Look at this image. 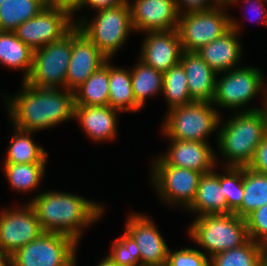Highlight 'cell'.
I'll use <instances>...</instances> for the list:
<instances>
[{"label":"cell","instance_id":"e0dca14e","mask_svg":"<svg viewBox=\"0 0 267 266\" xmlns=\"http://www.w3.org/2000/svg\"><path fill=\"white\" fill-rule=\"evenodd\" d=\"M145 35L138 60L162 73L180 63L183 50L177 29L149 31Z\"/></svg>","mask_w":267,"mask_h":266},{"label":"cell","instance_id":"60d3db41","mask_svg":"<svg viewBox=\"0 0 267 266\" xmlns=\"http://www.w3.org/2000/svg\"><path fill=\"white\" fill-rule=\"evenodd\" d=\"M127 0H86L84 6L95 11L112 8L125 3Z\"/></svg>","mask_w":267,"mask_h":266},{"label":"cell","instance_id":"b9f144b4","mask_svg":"<svg viewBox=\"0 0 267 266\" xmlns=\"http://www.w3.org/2000/svg\"><path fill=\"white\" fill-rule=\"evenodd\" d=\"M267 80H263V87H262V106L259 107V111L262 114V117L264 119V121L266 122V126H267ZM265 87V88H264Z\"/></svg>","mask_w":267,"mask_h":266},{"label":"cell","instance_id":"74e56055","mask_svg":"<svg viewBox=\"0 0 267 266\" xmlns=\"http://www.w3.org/2000/svg\"><path fill=\"white\" fill-rule=\"evenodd\" d=\"M248 168L267 175V135L256 148Z\"/></svg>","mask_w":267,"mask_h":266},{"label":"cell","instance_id":"5bb4252c","mask_svg":"<svg viewBox=\"0 0 267 266\" xmlns=\"http://www.w3.org/2000/svg\"><path fill=\"white\" fill-rule=\"evenodd\" d=\"M126 220L124 231L138 246L141 266H166L169 247L155 222L142 213H133Z\"/></svg>","mask_w":267,"mask_h":266},{"label":"cell","instance_id":"52a82bcc","mask_svg":"<svg viewBox=\"0 0 267 266\" xmlns=\"http://www.w3.org/2000/svg\"><path fill=\"white\" fill-rule=\"evenodd\" d=\"M72 51V28L60 39L33 51L32 68L25 83L42 88H65Z\"/></svg>","mask_w":267,"mask_h":266},{"label":"cell","instance_id":"1f68e13d","mask_svg":"<svg viewBox=\"0 0 267 266\" xmlns=\"http://www.w3.org/2000/svg\"><path fill=\"white\" fill-rule=\"evenodd\" d=\"M163 96L168 111L192 103L187 85V75L181 63L163 73Z\"/></svg>","mask_w":267,"mask_h":266},{"label":"cell","instance_id":"83f0119b","mask_svg":"<svg viewBox=\"0 0 267 266\" xmlns=\"http://www.w3.org/2000/svg\"><path fill=\"white\" fill-rule=\"evenodd\" d=\"M244 195L242 205L234 212L242 218L267 204V175L243 167Z\"/></svg>","mask_w":267,"mask_h":266},{"label":"cell","instance_id":"9a60e30c","mask_svg":"<svg viewBox=\"0 0 267 266\" xmlns=\"http://www.w3.org/2000/svg\"><path fill=\"white\" fill-rule=\"evenodd\" d=\"M109 59L75 24L72 27V51L65 88L75 91Z\"/></svg>","mask_w":267,"mask_h":266},{"label":"cell","instance_id":"4dcf8cb0","mask_svg":"<svg viewBox=\"0 0 267 266\" xmlns=\"http://www.w3.org/2000/svg\"><path fill=\"white\" fill-rule=\"evenodd\" d=\"M45 167L46 163L4 164L3 170L12 189L28 193L40 185Z\"/></svg>","mask_w":267,"mask_h":266},{"label":"cell","instance_id":"2e32d148","mask_svg":"<svg viewBox=\"0 0 267 266\" xmlns=\"http://www.w3.org/2000/svg\"><path fill=\"white\" fill-rule=\"evenodd\" d=\"M133 31H167L178 27L180 12L176 0H127Z\"/></svg>","mask_w":267,"mask_h":266},{"label":"cell","instance_id":"3957f363","mask_svg":"<svg viewBox=\"0 0 267 266\" xmlns=\"http://www.w3.org/2000/svg\"><path fill=\"white\" fill-rule=\"evenodd\" d=\"M219 122L218 149L225 166L246 167L252 161L256 148L267 135V126L258 107L236 112L226 122ZM222 126V127H221Z\"/></svg>","mask_w":267,"mask_h":266},{"label":"cell","instance_id":"8fae6325","mask_svg":"<svg viewBox=\"0 0 267 266\" xmlns=\"http://www.w3.org/2000/svg\"><path fill=\"white\" fill-rule=\"evenodd\" d=\"M153 161L150 182L156 188L159 199L171 206L178 204L187 208L195 198L203 173L166 165L159 156Z\"/></svg>","mask_w":267,"mask_h":266},{"label":"cell","instance_id":"484cf974","mask_svg":"<svg viewBox=\"0 0 267 266\" xmlns=\"http://www.w3.org/2000/svg\"><path fill=\"white\" fill-rule=\"evenodd\" d=\"M266 264L267 248L252 239L210 258V266H265Z\"/></svg>","mask_w":267,"mask_h":266},{"label":"cell","instance_id":"9c48e42d","mask_svg":"<svg viewBox=\"0 0 267 266\" xmlns=\"http://www.w3.org/2000/svg\"><path fill=\"white\" fill-rule=\"evenodd\" d=\"M78 244L65 234L44 232L11 255L12 266H76Z\"/></svg>","mask_w":267,"mask_h":266},{"label":"cell","instance_id":"4fadbf2b","mask_svg":"<svg viewBox=\"0 0 267 266\" xmlns=\"http://www.w3.org/2000/svg\"><path fill=\"white\" fill-rule=\"evenodd\" d=\"M17 208L6 207L0 213V251L10 256L44 233L29 202Z\"/></svg>","mask_w":267,"mask_h":266},{"label":"cell","instance_id":"ac0fdd59","mask_svg":"<svg viewBox=\"0 0 267 266\" xmlns=\"http://www.w3.org/2000/svg\"><path fill=\"white\" fill-rule=\"evenodd\" d=\"M241 26L235 17H231V28L225 34L196 51L218 75L240 67L243 51L239 39Z\"/></svg>","mask_w":267,"mask_h":266},{"label":"cell","instance_id":"f6af8a7d","mask_svg":"<svg viewBox=\"0 0 267 266\" xmlns=\"http://www.w3.org/2000/svg\"><path fill=\"white\" fill-rule=\"evenodd\" d=\"M221 1L227 3L229 0H221Z\"/></svg>","mask_w":267,"mask_h":266},{"label":"cell","instance_id":"f35d334b","mask_svg":"<svg viewBox=\"0 0 267 266\" xmlns=\"http://www.w3.org/2000/svg\"><path fill=\"white\" fill-rule=\"evenodd\" d=\"M242 1L252 6V9L255 12L256 17H257L256 19L258 21L260 20L261 22H264L265 25L267 24V8L265 7V5L267 6V2L265 0H254V1L253 0H229L227 2V5L230 6L234 4L236 5L237 3L240 4L239 2H242ZM249 5L247 7H250Z\"/></svg>","mask_w":267,"mask_h":266},{"label":"cell","instance_id":"6da1fadb","mask_svg":"<svg viewBox=\"0 0 267 266\" xmlns=\"http://www.w3.org/2000/svg\"><path fill=\"white\" fill-rule=\"evenodd\" d=\"M22 83V89L5 96L8 117L13 127L30 132L53 128L74 119V92L66 88H42Z\"/></svg>","mask_w":267,"mask_h":266},{"label":"cell","instance_id":"603a6c76","mask_svg":"<svg viewBox=\"0 0 267 266\" xmlns=\"http://www.w3.org/2000/svg\"><path fill=\"white\" fill-rule=\"evenodd\" d=\"M109 60L108 105L123 112H137L142 107L136 102L132 89L131 70L111 65Z\"/></svg>","mask_w":267,"mask_h":266},{"label":"cell","instance_id":"277c9868","mask_svg":"<svg viewBox=\"0 0 267 266\" xmlns=\"http://www.w3.org/2000/svg\"><path fill=\"white\" fill-rule=\"evenodd\" d=\"M194 219L187 235L206 250L203 253L209 258L250 240L245 218L235 213L204 215Z\"/></svg>","mask_w":267,"mask_h":266},{"label":"cell","instance_id":"7402d4cb","mask_svg":"<svg viewBox=\"0 0 267 266\" xmlns=\"http://www.w3.org/2000/svg\"><path fill=\"white\" fill-rule=\"evenodd\" d=\"M212 170L202 175L193 202L186 208L197 217L204 215L229 214L227 200L220 185V174Z\"/></svg>","mask_w":267,"mask_h":266},{"label":"cell","instance_id":"ffe728a7","mask_svg":"<svg viewBox=\"0 0 267 266\" xmlns=\"http://www.w3.org/2000/svg\"><path fill=\"white\" fill-rule=\"evenodd\" d=\"M119 110L111 106L75 105L74 120L76 119L87 137L95 143L115 140L117 133Z\"/></svg>","mask_w":267,"mask_h":266},{"label":"cell","instance_id":"7c38bea8","mask_svg":"<svg viewBox=\"0 0 267 266\" xmlns=\"http://www.w3.org/2000/svg\"><path fill=\"white\" fill-rule=\"evenodd\" d=\"M74 20L67 11L48 4L35 17L19 25L14 32L34 51L60 39L75 25Z\"/></svg>","mask_w":267,"mask_h":266},{"label":"cell","instance_id":"4316f807","mask_svg":"<svg viewBox=\"0 0 267 266\" xmlns=\"http://www.w3.org/2000/svg\"><path fill=\"white\" fill-rule=\"evenodd\" d=\"M14 135L9 142L6 158L3 164L47 163L48 153L36 145L31 135L35 132L23 131L12 127Z\"/></svg>","mask_w":267,"mask_h":266},{"label":"cell","instance_id":"30bf717a","mask_svg":"<svg viewBox=\"0 0 267 266\" xmlns=\"http://www.w3.org/2000/svg\"><path fill=\"white\" fill-rule=\"evenodd\" d=\"M216 79L214 106L236 110L245 108L253 98L262 94L264 74L252 66L239 67L222 72Z\"/></svg>","mask_w":267,"mask_h":266},{"label":"cell","instance_id":"ee69618b","mask_svg":"<svg viewBox=\"0 0 267 266\" xmlns=\"http://www.w3.org/2000/svg\"><path fill=\"white\" fill-rule=\"evenodd\" d=\"M97 266H118L108 255Z\"/></svg>","mask_w":267,"mask_h":266},{"label":"cell","instance_id":"d4e9b609","mask_svg":"<svg viewBox=\"0 0 267 266\" xmlns=\"http://www.w3.org/2000/svg\"><path fill=\"white\" fill-rule=\"evenodd\" d=\"M75 105L107 106L109 100V60L74 91Z\"/></svg>","mask_w":267,"mask_h":266},{"label":"cell","instance_id":"ab89813d","mask_svg":"<svg viewBox=\"0 0 267 266\" xmlns=\"http://www.w3.org/2000/svg\"><path fill=\"white\" fill-rule=\"evenodd\" d=\"M48 4L67 11L72 17L76 11L83 9L86 0H47Z\"/></svg>","mask_w":267,"mask_h":266},{"label":"cell","instance_id":"d6a6232c","mask_svg":"<svg viewBox=\"0 0 267 266\" xmlns=\"http://www.w3.org/2000/svg\"><path fill=\"white\" fill-rule=\"evenodd\" d=\"M220 174V185L227 200V208L234 213L241 205L244 195L243 167L225 166Z\"/></svg>","mask_w":267,"mask_h":266},{"label":"cell","instance_id":"7a4b0ae2","mask_svg":"<svg viewBox=\"0 0 267 266\" xmlns=\"http://www.w3.org/2000/svg\"><path fill=\"white\" fill-rule=\"evenodd\" d=\"M28 202L35 209L44 232L65 234L78 243L83 229L93 225L104 213L102 204L61 191L47 190Z\"/></svg>","mask_w":267,"mask_h":266},{"label":"cell","instance_id":"7bdbcfd3","mask_svg":"<svg viewBox=\"0 0 267 266\" xmlns=\"http://www.w3.org/2000/svg\"><path fill=\"white\" fill-rule=\"evenodd\" d=\"M0 266H12L11 256L0 251Z\"/></svg>","mask_w":267,"mask_h":266},{"label":"cell","instance_id":"836d02e7","mask_svg":"<svg viewBox=\"0 0 267 266\" xmlns=\"http://www.w3.org/2000/svg\"><path fill=\"white\" fill-rule=\"evenodd\" d=\"M114 240L108 256L118 266H141V256L134 239L125 231Z\"/></svg>","mask_w":267,"mask_h":266},{"label":"cell","instance_id":"f546056e","mask_svg":"<svg viewBox=\"0 0 267 266\" xmlns=\"http://www.w3.org/2000/svg\"><path fill=\"white\" fill-rule=\"evenodd\" d=\"M130 70L135 100L143 108L146 98L162 93L163 73L147 66L141 60Z\"/></svg>","mask_w":267,"mask_h":266},{"label":"cell","instance_id":"5b68a950","mask_svg":"<svg viewBox=\"0 0 267 266\" xmlns=\"http://www.w3.org/2000/svg\"><path fill=\"white\" fill-rule=\"evenodd\" d=\"M96 12L92 21L83 16L81 19L77 18L74 23L111 60L113 55L126 44L127 37L133 32L131 9L126 1L119 6Z\"/></svg>","mask_w":267,"mask_h":266},{"label":"cell","instance_id":"d590c367","mask_svg":"<svg viewBox=\"0 0 267 266\" xmlns=\"http://www.w3.org/2000/svg\"><path fill=\"white\" fill-rule=\"evenodd\" d=\"M245 220L250 239L267 248V204L254 210Z\"/></svg>","mask_w":267,"mask_h":266},{"label":"cell","instance_id":"8992f818","mask_svg":"<svg viewBox=\"0 0 267 266\" xmlns=\"http://www.w3.org/2000/svg\"><path fill=\"white\" fill-rule=\"evenodd\" d=\"M166 112L161 131L172 140L208 142L206 137L218 129L222 118L212 102L193 101Z\"/></svg>","mask_w":267,"mask_h":266},{"label":"cell","instance_id":"ba28073f","mask_svg":"<svg viewBox=\"0 0 267 266\" xmlns=\"http://www.w3.org/2000/svg\"><path fill=\"white\" fill-rule=\"evenodd\" d=\"M225 6L228 7L223 2L208 10L180 14L177 31L183 51L196 52L231 28V16Z\"/></svg>","mask_w":267,"mask_h":266},{"label":"cell","instance_id":"e575fe53","mask_svg":"<svg viewBox=\"0 0 267 266\" xmlns=\"http://www.w3.org/2000/svg\"><path fill=\"white\" fill-rule=\"evenodd\" d=\"M166 266H210V258L197 248H169Z\"/></svg>","mask_w":267,"mask_h":266},{"label":"cell","instance_id":"8d00e7d4","mask_svg":"<svg viewBox=\"0 0 267 266\" xmlns=\"http://www.w3.org/2000/svg\"><path fill=\"white\" fill-rule=\"evenodd\" d=\"M222 3L221 0H176L180 14L208 10L220 6Z\"/></svg>","mask_w":267,"mask_h":266},{"label":"cell","instance_id":"f1b7e54d","mask_svg":"<svg viewBox=\"0 0 267 266\" xmlns=\"http://www.w3.org/2000/svg\"><path fill=\"white\" fill-rule=\"evenodd\" d=\"M47 5V0H4L0 5V31H14Z\"/></svg>","mask_w":267,"mask_h":266},{"label":"cell","instance_id":"44dd1931","mask_svg":"<svg viewBox=\"0 0 267 266\" xmlns=\"http://www.w3.org/2000/svg\"><path fill=\"white\" fill-rule=\"evenodd\" d=\"M180 63L187 75V85L192 101L212 102L216 79L219 75L197 52L183 51Z\"/></svg>","mask_w":267,"mask_h":266},{"label":"cell","instance_id":"d6986e66","mask_svg":"<svg viewBox=\"0 0 267 266\" xmlns=\"http://www.w3.org/2000/svg\"><path fill=\"white\" fill-rule=\"evenodd\" d=\"M170 140V147L159 158L166 164L209 173L217 164V155L208 142Z\"/></svg>","mask_w":267,"mask_h":266},{"label":"cell","instance_id":"cb8c5ba5","mask_svg":"<svg viewBox=\"0 0 267 266\" xmlns=\"http://www.w3.org/2000/svg\"><path fill=\"white\" fill-rule=\"evenodd\" d=\"M32 61L33 50L14 31H0V63L3 66L23 70V82L30 74Z\"/></svg>","mask_w":267,"mask_h":266}]
</instances>
